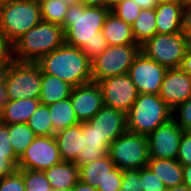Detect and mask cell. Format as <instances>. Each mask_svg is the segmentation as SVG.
<instances>
[{"label": "cell", "mask_w": 191, "mask_h": 191, "mask_svg": "<svg viewBox=\"0 0 191 191\" xmlns=\"http://www.w3.org/2000/svg\"><path fill=\"white\" fill-rule=\"evenodd\" d=\"M156 4L158 3H164V2H170V1H174V0H154Z\"/></svg>", "instance_id": "obj_55"}, {"label": "cell", "mask_w": 191, "mask_h": 191, "mask_svg": "<svg viewBox=\"0 0 191 191\" xmlns=\"http://www.w3.org/2000/svg\"><path fill=\"white\" fill-rule=\"evenodd\" d=\"M36 136H53V125L47 105L40 104L27 121Z\"/></svg>", "instance_id": "obj_30"}, {"label": "cell", "mask_w": 191, "mask_h": 191, "mask_svg": "<svg viewBox=\"0 0 191 191\" xmlns=\"http://www.w3.org/2000/svg\"><path fill=\"white\" fill-rule=\"evenodd\" d=\"M41 17L42 21L62 26L68 11V5L61 0H42Z\"/></svg>", "instance_id": "obj_31"}, {"label": "cell", "mask_w": 191, "mask_h": 191, "mask_svg": "<svg viewBox=\"0 0 191 191\" xmlns=\"http://www.w3.org/2000/svg\"><path fill=\"white\" fill-rule=\"evenodd\" d=\"M98 84L102 89L104 105L126 114L139 95L128 73L107 77Z\"/></svg>", "instance_id": "obj_11"}, {"label": "cell", "mask_w": 191, "mask_h": 191, "mask_svg": "<svg viewBox=\"0 0 191 191\" xmlns=\"http://www.w3.org/2000/svg\"><path fill=\"white\" fill-rule=\"evenodd\" d=\"M167 70V68L140 52L130 66L128 75L139 94L159 95Z\"/></svg>", "instance_id": "obj_12"}, {"label": "cell", "mask_w": 191, "mask_h": 191, "mask_svg": "<svg viewBox=\"0 0 191 191\" xmlns=\"http://www.w3.org/2000/svg\"><path fill=\"white\" fill-rule=\"evenodd\" d=\"M61 1L67 4L68 6L77 5L81 3V0H61Z\"/></svg>", "instance_id": "obj_50"}, {"label": "cell", "mask_w": 191, "mask_h": 191, "mask_svg": "<svg viewBox=\"0 0 191 191\" xmlns=\"http://www.w3.org/2000/svg\"><path fill=\"white\" fill-rule=\"evenodd\" d=\"M141 52L140 44L108 46L91 61L92 82L128 73L133 61Z\"/></svg>", "instance_id": "obj_8"}, {"label": "cell", "mask_w": 191, "mask_h": 191, "mask_svg": "<svg viewBox=\"0 0 191 191\" xmlns=\"http://www.w3.org/2000/svg\"><path fill=\"white\" fill-rule=\"evenodd\" d=\"M32 1H35V2H39V3H40L42 0H32Z\"/></svg>", "instance_id": "obj_57"}, {"label": "cell", "mask_w": 191, "mask_h": 191, "mask_svg": "<svg viewBox=\"0 0 191 191\" xmlns=\"http://www.w3.org/2000/svg\"><path fill=\"white\" fill-rule=\"evenodd\" d=\"M41 21L39 2L12 0L0 7V33L10 46Z\"/></svg>", "instance_id": "obj_4"}, {"label": "cell", "mask_w": 191, "mask_h": 191, "mask_svg": "<svg viewBox=\"0 0 191 191\" xmlns=\"http://www.w3.org/2000/svg\"><path fill=\"white\" fill-rule=\"evenodd\" d=\"M62 160L53 136H36L18 160L17 169L44 171Z\"/></svg>", "instance_id": "obj_10"}, {"label": "cell", "mask_w": 191, "mask_h": 191, "mask_svg": "<svg viewBox=\"0 0 191 191\" xmlns=\"http://www.w3.org/2000/svg\"><path fill=\"white\" fill-rule=\"evenodd\" d=\"M187 48L191 49V31L185 34Z\"/></svg>", "instance_id": "obj_51"}, {"label": "cell", "mask_w": 191, "mask_h": 191, "mask_svg": "<svg viewBox=\"0 0 191 191\" xmlns=\"http://www.w3.org/2000/svg\"><path fill=\"white\" fill-rule=\"evenodd\" d=\"M109 144L88 123H82V153L74 163L79 166L98 160L108 154Z\"/></svg>", "instance_id": "obj_17"}, {"label": "cell", "mask_w": 191, "mask_h": 191, "mask_svg": "<svg viewBox=\"0 0 191 191\" xmlns=\"http://www.w3.org/2000/svg\"><path fill=\"white\" fill-rule=\"evenodd\" d=\"M182 31H191V3L185 4L182 11Z\"/></svg>", "instance_id": "obj_42"}, {"label": "cell", "mask_w": 191, "mask_h": 191, "mask_svg": "<svg viewBox=\"0 0 191 191\" xmlns=\"http://www.w3.org/2000/svg\"><path fill=\"white\" fill-rule=\"evenodd\" d=\"M140 183V169L124 170L121 188L118 191H143Z\"/></svg>", "instance_id": "obj_40"}, {"label": "cell", "mask_w": 191, "mask_h": 191, "mask_svg": "<svg viewBox=\"0 0 191 191\" xmlns=\"http://www.w3.org/2000/svg\"><path fill=\"white\" fill-rule=\"evenodd\" d=\"M10 1H12V0H0V7L3 5H6Z\"/></svg>", "instance_id": "obj_53"}, {"label": "cell", "mask_w": 191, "mask_h": 191, "mask_svg": "<svg viewBox=\"0 0 191 191\" xmlns=\"http://www.w3.org/2000/svg\"><path fill=\"white\" fill-rule=\"evenodd\" d=\"M53 125V135L70 126L78 124L70 97L47 105Z\"/></svg>", "instance_id": "obj_26"}, {"label": "cell", "mask_w": 191, "mask_h": 191, "mask_svg": "<svg viewBox=\"0 0 191 191\" xmlns=\"http://www.w3.org/2000/svg\"><path fill=\"white\" fill-rule=\"evenodd\" d=\"M44 173L52 189H72L79 181V167L74 162L61 161Z\"/></svg>", "instance_id": "obj_23"}, {"label": "cell", "mask_w": 191, "mask_h": 191, "mask_svg": "<svg viewBox=\"0 0 191 191\" xmlns=\"http://www.w3.org/2000/svg\"><path fill=\"white\" fill-rule=\"evenodd\" d=\"M140 11V6L133 0H120L111 7V12L131 26L138 17Z\"/></svg>", "instance_id": "obj_33"}, {"label": "cell", "mask_w": 191, "mask_h": 191, "mask_svg": "<svg viewBox=\"0 0 191 191\" xmlns=\"http://www.w3.org/2000/svg\"><path fill=\"white\" fill-rule=\"evenodd\" d=\"M40 104L39 98L8 100L0 112L2 123L6 125L27 123Z\"/></svg>", "instance_id": "obj_20"}, {"label": "cell", "mask_w": 191, "mask_h": 191, "mask_svg": "<svg viewBox=\"0 0 191 191\" xmlns=\"http://www.w3.org/2000/svg\"><path fill=\"white\" fill-rule=\"evenodd\" d=\"M177 2H180L182 4H188V3H191V0H176Z\"/></svg>", "instance_id": "obj_52"}, {"label": "cell", "mask_w": 191, "mask_h": 191, "mask_svg": "<svg viewBox=\"0 0 191 191\" xmlns=\"http://www.w3.org/2000/svg\"><path fill=\"white\" fill-rule=\"evenodd\" d=\"M118 1H120V0H109V8H111L112 5H114Z\"/></svg>", "instance_id": "obj_54"}, {"label": "cell", "mask_w": 191, "mask_h": 191, "mask_svg": "<svg viewBox=\"0 0 191 191\" xmlns=\"http://www.w3.org/2000/svg\"><path fill=\"white\" fill-rule=\"evenodd\" d=\"M159 97L173 111L191 97V77L181 68L168 69L161 85Z\"/></svg>", "instance_id": "obj_15"}, {"label": "cell", "mask_w": 191, "mask_h": 191, "mask_svg": "<svg viewBox=\"0 0 191 191\" xmlns=\"http://www.w3.org/2000/svg\"><path fill=\"white\" fill-rule=\"evenodd\" d=\"M102 34L109 46L137 44L131 25L125 23L111 11L105 18Z\"/></svg>", "instance_id": "obj_21"}, {"label": "cell", "mask_w": 191, "mask_h": 191, "mask_svg": "<svg viewBox=\"0 0 191 191\" xmlns=\"http://www.w3.org/2000/svg\"><path fill=\"white\" fill-rule=\"evenodd\" d=\"M0 191H25L22 169L4 178H0Z\"/></svg>", "instance_id": "obj_38"}, {"label": "cell", "mask_w": 191, "mask_h": 191, "mask_svg": "<svg viewBox=\"0 0 191 191\" xmlns=\"http://www.w3.org/2000/svg\"><path fill=\"white\" fill-rule=\"evenodd\" d=\"M107 40L101 32H98V37L93 38L89 43L83 45L81 50L87 56V58L92 61L100 53L108 48Z\"/></svg>", "instance_id": "obj_37"}, {"label": "cell", "mask_w": 191, "mask_h": 191, "mask_svg": "<svg viewBox=\"0 0 191 191\" xmlns=\"http://www.w3.org/2000/svg\"><path fill=\"white\" fill-rule=\"evenodd\" d=\"M72 86L56 76L41 72V92L39 100L50 105L70 97Z\"/></svg>", "instance_id": "obj_24"}, {"label": "cell", "mask_w": 191, "mask_h": 191, "mask_svg": "<svg viewBox=\"0 0 191 191\" xmlns=\"http://www.w3.org/2000/svg\"><path fill=\"white\" fill-rule=\"evenodd\" d=\"M180 68L191 77V49L187 48Z\"/></svg>", "instance_id": "obj_43"}, {"label": "cell", "mask_w": 191, "mask_h": 191, "mask_svg": "<svg viewBox=\"0 0 191 191\" xmlns=\"http://www.w3.org/2000/svg\"><path fill=\"white\" fill-rule=\"evenodd\" d=\"M64 43L65 35L60 25L41 21L11 46V59L18 62H37Z\"/></svg>", "instance_id": "obj_2"}, {"label": "cell", "mask_w": 191, "mask_h": 191, "mask_svg": "<svg viewBox=\"0 0 191 191\" xmlns=\"http://www.w3.org/2000/svg\"><path fill=\"white\" fill-rule=\"evenodd\" d=\"M123 171L118 167L113 168L101 182H98V191H118L121 188Z\"/></svg>", "instance_id": "obj_36"}, {"label": "cell", "mask_w": 191, "mask_h": 191, "mask_svg": "<svg viewBox=\"0 0 191 191\" xmlns=\"http://www.w3.org/2000/svg\"><path fill=\"white\" fill-rule=\"evenodd\" d=\"M110 11L111 8L89 7L82 3L69 6L61 26L65 43L81 49L84 44L98 37V32L102 31L105 18Z\"/></svg>", "instance_id": "obj_3"}, {"label": "cell", "mask_w": 191, "mask_h": 191, "mask_svg": "<svg viewBox=\"0 0 191 191\" xmlns=\"http://www.w3.org/2000/svg\"><path fill=\"white\" fill-rule=\"evenodd\" d=\"M51 191H71V189H51Z\"/></svg>", "instance_id": "obj_56"}, {"label": "cell", "mask_w": 191, "mask_h": 191, "mask_svg": "<svg viewBox=\"0 0 191 191\" xmlns=\"http://www.w3.org/2000/svg\"><path fill=\"white\" fill-rule=\"evenodd\" d=\"M7 97H6V89H5V84L2 78V75L0 73V112L2 111L4 105L7 102Z\"/></svg>", "instance_id": "obj_45"}, {"label": "cell", "mask_w": 191, "mask_h": 191, "mask_svg": "<svg viewBox=\"0 0 191 191\" xmlns=\"http://www.w3.org/2000/svg\"><path fill=\"white\" fill-rule=\"evenodd\" d=\"M11 60V46L0 33V73L4 71Z\"/></svg>", "instance_id": "obj_41"}, {"label": "cell", "mask_w": 191, "mask_h": 191, "mask_svg": "<svg viewBox=\"0 0 191 191\" xmlns=\"http://www.w3.org/2000/svg\"><path fill=\"white\" fill-rule=\"evenodd\" d=\"M172 118L184 131H191V97L172 111Z\"/></svg>", "instance_id": "obj_35"}, {"label": "cell", "mask_w": 191, "mask_h": 191, "mask_svg": "<svg viewBox=\"0 0 191 191\" xmlns=\"http://www.w3.org/2000/svg\"><path fill=\"white\" fill-rule=\"evenodd\" d=\"M41 72L62 79L72 87L92 82L91 61L80 48L66 43L36 62Z\"/></svg>", "instance_id": "obj_1"}, {"label": "cell", "mask_w": 191, "mask_h": 191, "mask_svg": "<svg viewBox=\"0 0 191 191\" xmlns=\"http://www.w3.org/2000/svg\"><path fill=\"white\" fill-rule=\"evenodd\" d=\"M183 129L171 118L148 134L149 158L176 159Z\"/></svg>", "instance_id": "obj_13"}, {"label": "cell", "mask_w": 191, "mask_h": 191, "mask_svg": "<svg viewBox=\"0 0 191 191\" xmlns=\"http://www.w3.org/2000/svg\"><path fill=\"white\" fill-rule=\"evenodd\" d=\"M187 50L185 33L155 34L141 45V52L167 69L180 68Z\"/></svg>", "instance_id": "obj_9"}, {"label": "cell", "mask_w": 191, "mask_h": 191, "mask_svg": "<svg viewBox=\"0 0 191 191\" xmlns=\"http://www.w3.org/2000/svg\"><path fill=\"white\" fill-rule=\"evenodd\" d=\"M70 100L79 123L92 119L104 106L102 89L96 82L73 87Z\"/></svg>", "instance_id": "obj_14"}, {"label": "cell", "mask_w": 191, "mask_h": 191, "mask_svg": "<svg viewBox=\"0 0 191 191\" xmlns=\"http://www.w3.org/2000/svg\"><path fill=\"white\" fill-rule=\"evenodd\" d=\"M36 138L33 130L27 123L9 125V139L15 155L20 158L27 147Z\"/></svg>", "instance_id": "obj_29"}, {"label": "cell", "mask_w": 191, "mask_h": 191, "mask_svg": "<svg viewBox=\"0 0 191 191\" xmlns=\"http://www.w3.org/2000/svg\"><path fill=\"white\" fill-rule=\"evenodd\" d=\"M176 159L182 166L191 165V131H183Z\"/></svg>", "instance_id": "obj_39"}, {"label": "cell", "mask_w": 191, "mask_h": 191, "mask_svg": "<svg viewBox=\"0 0 191 191\" xmlns=\"http://www.w3.org/2000/svg\"><path fill=\"white\" fill-rule=\"evenodd\" d=\"M87 122L109 145L127 131V114L105 105Z\"/></svg>", "instance_id": "obj_16"}, {"label": "cell", "mask_w": 191, "mask_h": 191, "mask_svg": "<svg viewBox=\"0 0 191 191\" xmlns=\"http://www.w3.org/2000/svg\"><path fill=\"white\" fill-rule=\"evenodd\" d=\"M19 158L15 155L10 139L9 125L0 124V178L11 175L17 170Z\"/></svg>", "instance_id": "obj_27"}, {"label": "cell", "mask_w": 191, "mask_h": 191, "mask_svg": "<svg viewBox=\"0 0 191 191\" xmlns=\"http://www.w3.org/2000/svg\"><path fill=\"white\" fill-rule=\"evenodd\" d=\"M63 161L74 162L82 153V123L54 134Z\"/></svg>", "instance_id": "obj_19"}, {"label": "cell", "mask_w": 191, "mask_h": 191, "mask_svg": "<svg viewBox=\"0 0 191 191\" xmlns=\"http://www.w3.org/2000/svg\"><path fill=\"white\" fill-rule=\"evenodd\" d=\"M25 191H51V184L44 171L22 169Z\"/></svg>", "instance_id": "obj_32"}, {"label": "cell", "mask_w": 191, "mask_h": 191, "mask_svg": "<svg viewBox=\"0 0 191 191\" xmlns=\"http://www.w3.org/2000/svg\"><path fill=\"white\" fill-rule=\"evenodd\" d=\"M183 184L191 190V165L183 166Z\"/></svg>", "instance_id": "obj_46"}, {"label": "cell", "mask_w": 191, "mask_h": 191, "mask_svg": "<svg viewBox=\"0 0 191 191\" xmlns=\"http://www.w3.org/2000/svg\"><path fill=\"white\" fill-rule=\"evenodd\" d=\"M172 118V110L157 94H139L127 113V131L147 136Z\"/></svg>", "instance_id": "obj_5"}, {"label": "cell", "mask_w": 191, "mask_h": 191, "mask_svg": "<svg viewBox=\"0 0 191 191\" xmlns=\"http://www.w3.org/2000/svg\"><path fill=\"white\" fill-rule=\"evenodd\" d=\"M140 183L143 191H166L165 184L147 166L140 169Z\"/></svg>", "instance_id": "obj_34"}, {"label": "cell", "mask_w": 191, "mask_h": 191, "mask_svg": "<svg viewBox=\"0 0 191 191\" xmlns=\"http://www.w3.org/2000/svg\"><path fill=\"white\" fill-rule=\"evenodd\" d=\"M156 15L154 8L141 9L132 24L133 37L137 44L142 45L146 40L157 34Z\"/></svg>", "instance_id": "obj_28"}, {"label": "cell", "mask_w": 191, "mask_h": 191, "mask_svg": "<svg viewBox=\"0 0 191 191\" xmlns=\"http://www.w3.org/2000/svg\"><path fill=\"white\" fill-rule=\"evenodd\" d=\"M79 180L97 188L108 173L115 168V165L108 154L96 161L79 165Z\"/></svg>", "instance_id": "obj_25"}, {"label": "cell", "mask_w": 191, "mask_h": 191, "mask_svg": "<svg viewBox=\"0 0 191 191\" xmlns=\"http://www.w3.org/2000/svg\"><path fill=\"white\" fill-rule=\"evenodd\" d=\"M1 75L7 100L39 98L41 69L36 62H18L11 59Z\"/></svg>", "instance_id": "obj_6"}, {"label": "cell", "mask_w": 191, "mask_h": 191, "mask_svg": "<svg viewBox=\"0 0 191 191\" xmlns=\"http://www.w3.org/2000/svg\"><path fill=\"white\" fill-rule=\"evenodd\" d=\"M147 167L157 175L166 188L183 184V166L177 159L149 158Z\"/></svg>", "instance_id": "obj_22"}, {"label": "cell", "mask_w": 191, "mask_h": 191, "mask_svg": "<svg viewBox=\"0 0 191 191\" xmlns=\"http://www.w3.org/2000/svg\"><path fill=\"white\" fill-rule=\"evenodd\" d=\"M184 4L176 0L158 3L154 10L158 34L182 32V11Z\"/></svg>", "instance_id": "obj_18"}, {"label": "cell", "mask_w": 191, "mask_h": 191, "mask_svg": "<svg viewBox=\"0 0 191 191\" xmlns=\"http://www.w3.org/2000/svg\"><path fill=\"white\" fill-rule=\"evenodd\" d=\"M141 9L155 8L157 5L154 0H133Z\"/></svg>", "instance_id": "obj_48"}, {"label": "cell", "mask_w": 191, "mask_h": 191, "mask_svg": "<svg viewBox=\"0 0 191 191\" xmlns=\"http://www.w3.org/2000/svg\"><path fill=\"white\" fill-rule=\"evenodd\" d=\"M71 191H98L97 188L92 187L89 184H86L79 180L76 185L71 189Z\"/></svg>", "instance_id": "obj_47"}, {"label": "cell", "mask_w": 191, "mask_h": 191, "mask_svg": "<svg viewBox=\"0 0 191 191\" xmlns=\"http://www.w3.org/2000/svg\"><path fill=\"white\" fill-rule=\"evenodd\" d=\"M108 155L122 171L144 168L149 161L147 137L126 131L109 145Z\"/></svg>", "instance_id": "obj_7"}, {"label": "cell", "mask_w": 191, "mask_h": 191, "mask_svg": "<svg viewBox=\"0 0 191 191\" xmlns=\"http://www.w3.org/2000/svg\"><path fill=\"white\" fill-rule=\"evenodd\" d=\"M84 6L109 8V0H81Z\"/></svg>", "instance_id": "obj_44"}, {"label": "cell", "mask_w": 191, "mask_h": 191, "mask_svg": "<svg viewBox=\"0 0 191 191\" xmlns=\"http://www.w3.org/2000/svg\"><path fill=\"white\" fill-rule=\"evenodd\" d=\"M166 191H191L188 187H186L184 184L167 188Z\"/></svg>", "instance_id": "obj_49"}]
</instances>
